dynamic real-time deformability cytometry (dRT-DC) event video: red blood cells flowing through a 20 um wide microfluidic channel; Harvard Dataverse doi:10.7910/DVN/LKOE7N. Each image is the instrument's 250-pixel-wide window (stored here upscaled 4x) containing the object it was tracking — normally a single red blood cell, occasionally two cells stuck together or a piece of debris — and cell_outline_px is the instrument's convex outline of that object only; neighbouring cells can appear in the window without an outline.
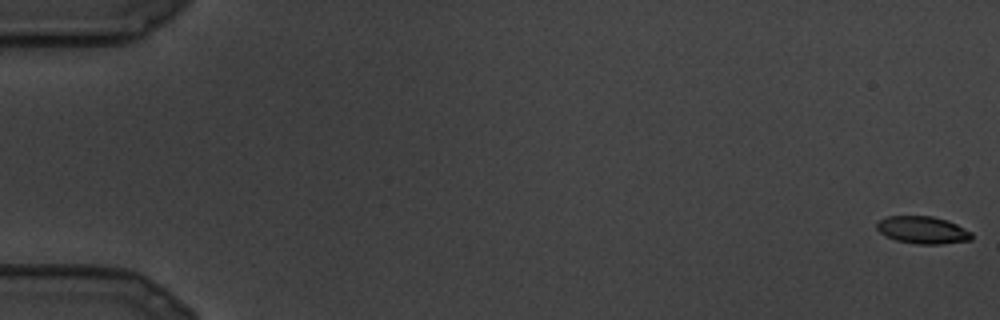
{"species": "common noctule bat (a hibernating species)", "species_latin": "Nyctalus noctula", "temperature_condition": "cold", "stored_images_in_passage": 11, "camera_frame_rate_fps": 3000, "um_per_image_px": 0.085, "animal": {"sex": "male", "body_mass_g": 19.5, "forearm_length_mm": 54.6}, "frame": {"image": 1, "passage_image": 1, "time_ms": 0.0, "image_size_px": [1000, 320], "cell_outline_px": [[972, 240], [940, 244], [916, 244], [896, 240], [880, 232], [876, 228], [876, 224], [880, 220], [888, 216], [932, 216], [948, 220], [972, 232]], "centroid_in_image_um": [78.45, 19.55], "position_along_channel_um": 6.6, "area_um2": 15.09}}
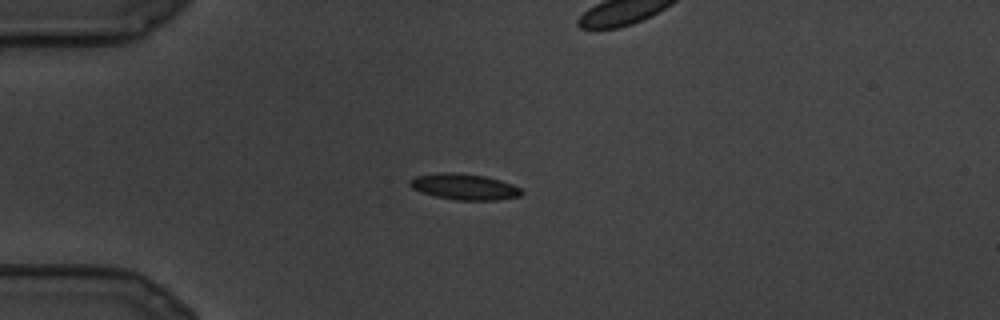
{"frame": {"image": 2, "passage_image": 9, "time_ms": 2.667, "image_size_px": [1000, 320], "cell_outline_px": [[524, 192], [520, 196], [496, 200], [456, 200], [436, 196], [420, 192], [412, 188], [408, 184], [408, 180], [416, 176], [440, 172], [452, 172], [484, 176], [500, 180], [512, 184], [520, 188]], "centroid_in_image_um": [39.44, 15.87], "position_along_channel_um": 45.6, "area_um2": 16.94}}